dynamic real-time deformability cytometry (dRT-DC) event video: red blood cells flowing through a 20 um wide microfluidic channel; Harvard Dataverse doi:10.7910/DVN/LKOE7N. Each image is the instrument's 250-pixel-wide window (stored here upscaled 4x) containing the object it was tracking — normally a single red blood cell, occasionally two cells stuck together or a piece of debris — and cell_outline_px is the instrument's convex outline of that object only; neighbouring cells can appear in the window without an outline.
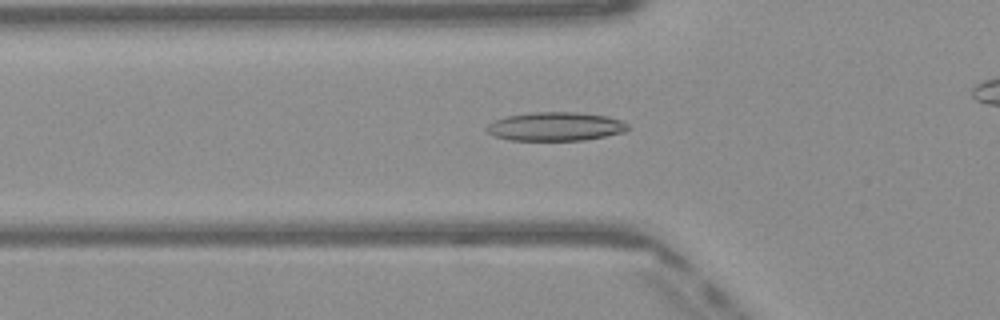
{"species": "Egyptian fruit bat (a non-hibernating species)", "species_latin": "Rousettus aegyptiacus", "temperature_condition": "warm", "stored_images_in_passage": 37, "camera_frame_rate_fps": 3000, "um_per_image_px": 0.085, "frame": {"image": 1, "passage_image": 13, "time_ms": 4.0, "image_size_px": [1000, 320], "cell_outline_px": [[632, 128], [624, 132], [584, 140], [508, 140], [496, 136], [488, 132], [484, 128], [492, 120], [508, 116], [532, 112], [576, 112], [608, 116], [620, 120], [628, 124]], "centroid_in_image_um": [47.22, 10.75], "position_along_channel_um": 78.6, "area_um2": 23.7}}
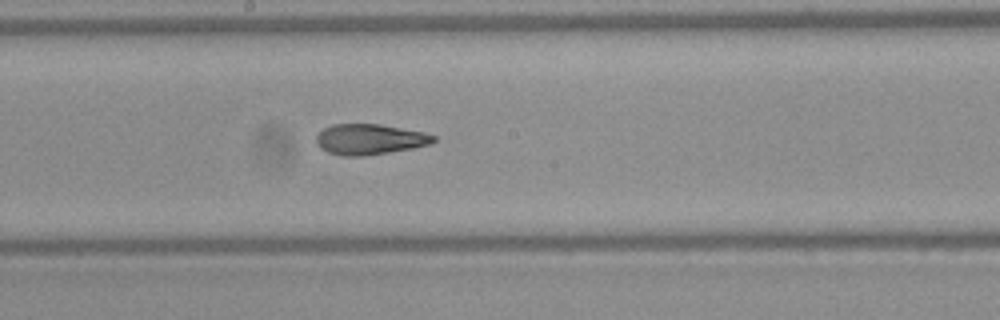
{"frame": {"image": 2, "passage_image": 23, "time_ms": 7.333, "image_size_px": [1000, 320], "cell_outline_px": [[436, 140], [432, 144], [412, 148], [364, 156], [344, 156], [328, 152], [320, 148], [316, 144], [316, 136], [324, 128], [332, 124], [380, 124], [424, 132], [436, 136]], "centroid_in_image_um": [31.43, 11.84], "position_along_channel_um": 216.8, "area_um2": 20.92}}
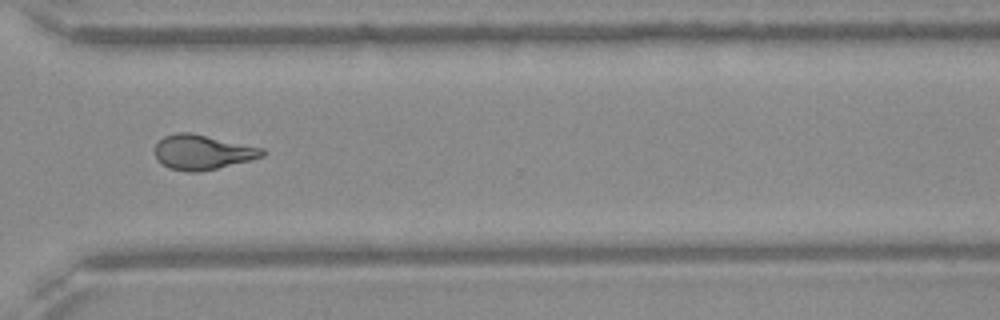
{"frame": {"image": 3, "passage_image": 33, "time_ms": 10.667, "image_size_px": [1000, 320], "cell_outline_px": [[264, 156], [252, 160], [200, 172], [188, 172], [168, 168], [156, 160], [156, 144], [164, 136], [176, 132], [188, 132], [264, 148]], "centroid_in_image_um": [17.2, 12.95], "position_along_channel_um": 353.4, "area_um2": 21.73}}